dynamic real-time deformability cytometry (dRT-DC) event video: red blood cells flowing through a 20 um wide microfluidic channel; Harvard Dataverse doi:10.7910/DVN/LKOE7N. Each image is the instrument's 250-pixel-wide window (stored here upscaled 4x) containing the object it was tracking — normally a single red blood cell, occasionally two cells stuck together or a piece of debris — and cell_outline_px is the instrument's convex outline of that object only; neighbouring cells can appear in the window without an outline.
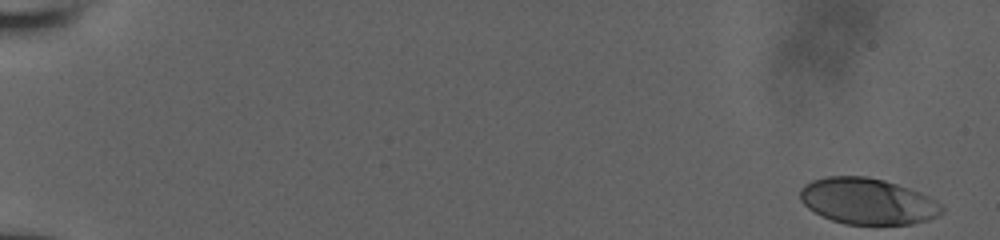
{"species": "human", "species_latin": "Homo sapiens", "temperature_condition": "room temperature", "stored_images_in_passage": 52, "camera_frame_rate_fps": 3000, "um_per_image_px": 0.085, "donor": {"sex": "male"}, "frame": {"image": 1, "passage_image": 1, "time_ms": 0.0, "image_size_px": [1000, 240], "cell_outline_px": [[944, 212], [928, 220], [912, 224], [844, 224], [832, 220], [808, 208], [800, 200], [800, 188], [804, 184], [812, 180], [828, 176], [868, 176], [884, 180], [920, 192], [936, 200], [944, 208]], "centroid_in_image_um": [73.75, 17.1], "position_along_channel_um": 11.3, "area_um2": 38.09}}
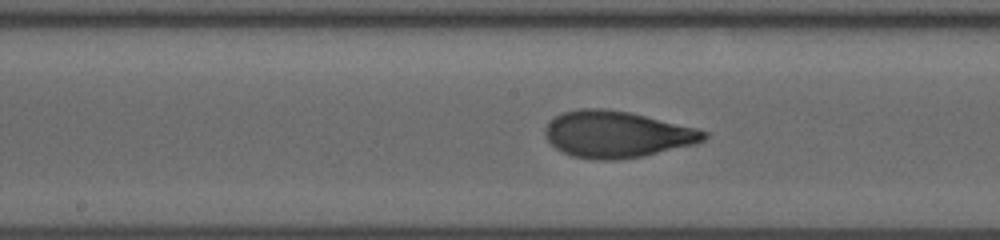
{"frame": {"image": 2, "passage_image": 29, "time_ms": 9.333, "image_size_px": [1000, 240], "cell_outline_px": [[708, 136], [704, 140], [696, 144], [644, 156], [616, 160], [600, 160], [572, 156], [556, 148], [544, 136], [544, 128], [548, 120], [560, 112], [576, 108], [608, 108], [632, 112], [696, 128], [708, 132]], "centroid_in_image_um": [52.41, 11.39], "position_along_channel_um": 195.8, "area_um2": 43.7}}
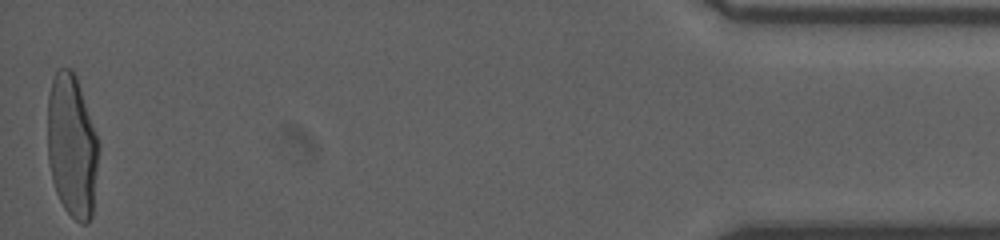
{"frame": {"image": 3, "passage_image": 52, "time_ms": 17.0, "image_size_px": [1000, 240], "cell_outline_px": [[100, 148], [92, 216], [88, 224], [80, 224], [64, 208], [56, 192], [52, 180], [48, 160], [48, 96], [52, 80], [56, 68], [72, 68], [76, 76], [96, 132], [100, 144]], "centroid_in_image_um": [6.13, 12.42], "position_along_channel_um": 429.1, "area_um2": 43.0}}